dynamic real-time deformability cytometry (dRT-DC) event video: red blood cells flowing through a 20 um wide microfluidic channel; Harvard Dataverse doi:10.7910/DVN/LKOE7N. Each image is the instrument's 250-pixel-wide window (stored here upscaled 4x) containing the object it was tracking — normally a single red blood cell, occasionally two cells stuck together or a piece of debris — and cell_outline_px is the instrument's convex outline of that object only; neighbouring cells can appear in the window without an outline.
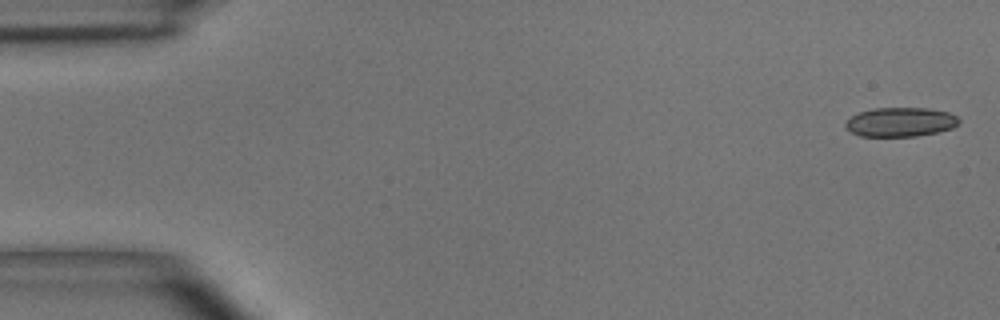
{"species": "common noctule bat (a hibernating species)", "species_latin": "Nyctalus noctula", "temperature_condition": "room temperature", "stored_images_in_passage": 5, "camera_frame_rate_fps": 3000, "um_per_image_px": 0.085, "animal": {"sex": "male", "body_mass_g": 15.6}, "frame": {"image": 1, "passage_image": 1, "time_ms": 0.0, "image_size_px": [1000, 320], "cell_outline_px": [[960, 120], [952, 128], [936, 132], [916, 136], [860, 136], [844, 128], [844, 124], [852, 116], [860, 112], [872, 108], [928, 108], [948, 112], [956, 116]], "centroid_in_image_um": [76.51, 10.37], "position_along_channel_um": 8.5, "area_um2": 19.19}}